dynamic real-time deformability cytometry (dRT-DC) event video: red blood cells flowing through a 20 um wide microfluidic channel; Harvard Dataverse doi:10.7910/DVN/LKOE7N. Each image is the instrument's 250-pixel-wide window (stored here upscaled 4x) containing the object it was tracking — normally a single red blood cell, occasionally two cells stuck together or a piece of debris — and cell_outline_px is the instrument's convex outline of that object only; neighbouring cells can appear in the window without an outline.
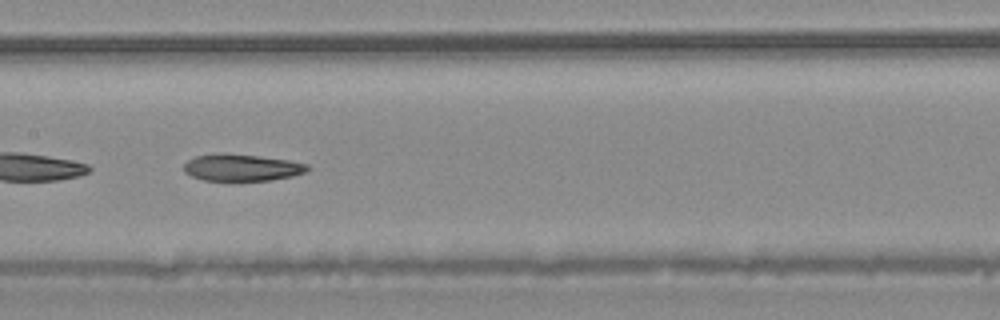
{"species": "common noctule bat (a hibernating species)", "species_latin": "Nyctalus noctula", "temperature_condition": "warm", "stored_images_in_passage": 32, "camera_frame_rate_fps": 3000, "um_per_image_px": 0.085, "animal": {"sex": "male", "body_mass_g": 20.4}, "frame": {"image": 1, "passage_image": 23, "time_ms": 7.333, "image_size_px": [1000, 320], "cell_outline_px": [[312, 168], [304, 172], [292, 176], [272, 180], [204, 180], [192, 176], [184, 172], [184, 164], [188, 160], [196, 156], [216, 152], [220, 152], [260, 156], [288, 160], [308, 164]], "centroid_in_image_um": [20.54, 14.22], "position_along_channel_um": 186.9, "area_um2": 19.42}}